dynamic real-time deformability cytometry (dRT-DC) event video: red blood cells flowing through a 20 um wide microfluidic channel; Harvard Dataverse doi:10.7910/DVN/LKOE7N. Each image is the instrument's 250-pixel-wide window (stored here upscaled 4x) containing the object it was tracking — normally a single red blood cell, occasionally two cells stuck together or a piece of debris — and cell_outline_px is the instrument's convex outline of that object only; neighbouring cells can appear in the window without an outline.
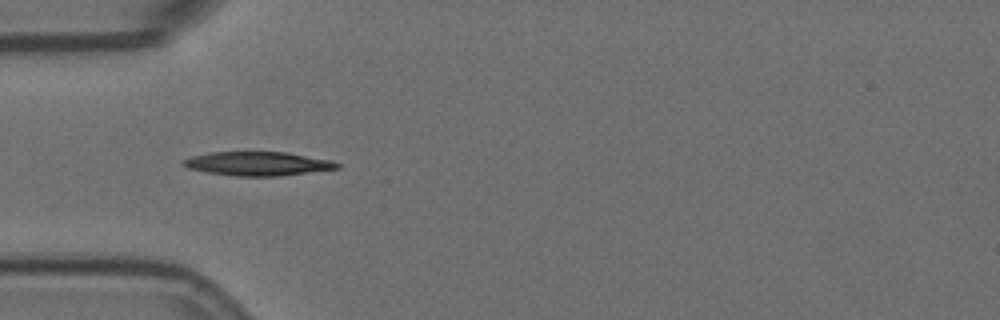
{"species": "Egyptian fruit bat (a non-hibernating species)", "species_latin": "Rousettus aegyptiacus", "temperature_condition": "room temperature", "stored_images_in_passage": 5, "camera_frame_rate_fps": 3000, "um_per_image_px": 0.085, "animal": {"sex": "female"}, "frame": {"image": 1, "passage_image": 4, "time_ms": 1.0, "image_size_px": [1000, 320], "cell_outline_px": [[340, 168], [280, 176], [236, 176], [204, 172], [188, 168], [180, 164], [180, 160], [192, 156], [208, 152], [288, 152], [332, 160], [340, 164]], "centroid_in_image_um": [21.87, 13.91], "position_along_channel_um": 63.1, "area_um2": 21.68}}
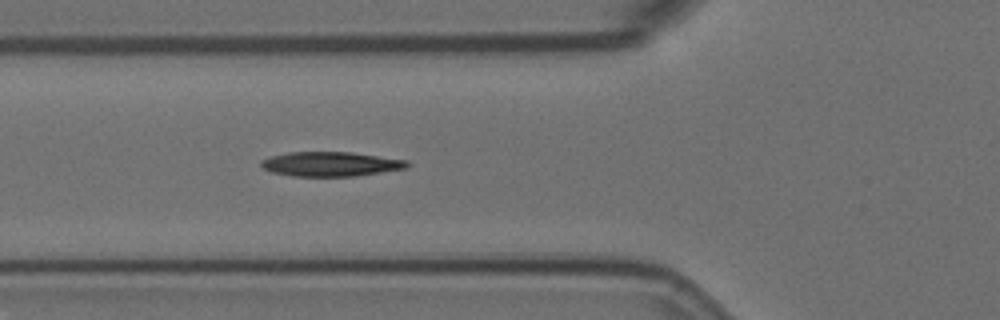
{"frame": {"image": 2, "passage_image": 5, "time_ms": 1.333, "image_size_px": [1000, 320], "cell_outline_px": [[412, 164], [408, 168], [356, 176], [292, 176], [272, 172], [264, 168], [260, 164], [260, 160], [268, 156], [288, 152], [352, 152], [408, 160]], "centroid_in_image_um": [28.13, 13.94], "position_along_channel_um": 97.7, "area_um2": 21.1}}